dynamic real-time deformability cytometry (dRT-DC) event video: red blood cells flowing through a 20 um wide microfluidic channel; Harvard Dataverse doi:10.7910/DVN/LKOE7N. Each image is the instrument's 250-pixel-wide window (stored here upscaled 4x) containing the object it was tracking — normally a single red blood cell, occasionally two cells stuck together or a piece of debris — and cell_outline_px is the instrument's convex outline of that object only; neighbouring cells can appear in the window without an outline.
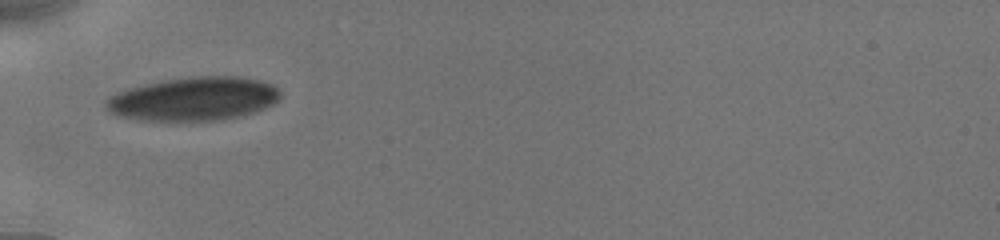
{"species": "human", "species_latin": "Homo sapiens", "temperature_condition": "cold", "stored_images_in_passage": 5, "camera_frame_rate_fps": 3000, "um_per_image_px": 0.085, "donor": {"sex": "male"}, "frame": {"image": 1, "passage_image": 1, "time_ms": 0.0, "image_size_px": [1000, 240], "cell_outline_px": [[280, 100], [264, 108], [244, 116], [220, 120], [136, 120], [116, 116], [108, 112], [104, 108], [104, 104], [108, 96], [116, 92], [128, 88], [164, 80], [192, 76], [240, 76], [260, 80], [272, 84], [280, 92]], "centroid_in_image_um": [16.43, 8.41], "position_along_channel_um": 68.6, "area_um2": 44.74}}
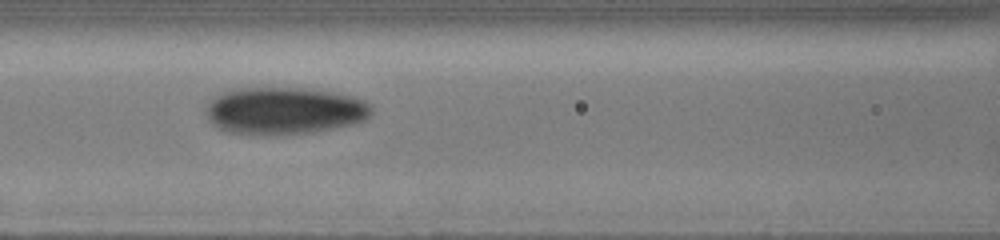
{"frame": {"image": 2, "passage_image": 3, "time_ms": 2.0, "image_size_px": [1000, 240], "cell_outline_px": [[372, 112], [364, 120], [356, 124], [312, 132], [224, 132], [212, 124], [208, 120], [204, 112], [204, 108], [216, 96], [224, 92], [240, 88], [296, 88], [332, 92], [352, 96], [364, 100], [372, 104]], "centroid_in_image_um": [24.18, 9.38], "position_along_channel_um": 142.4, "area_um2": 44.68}}
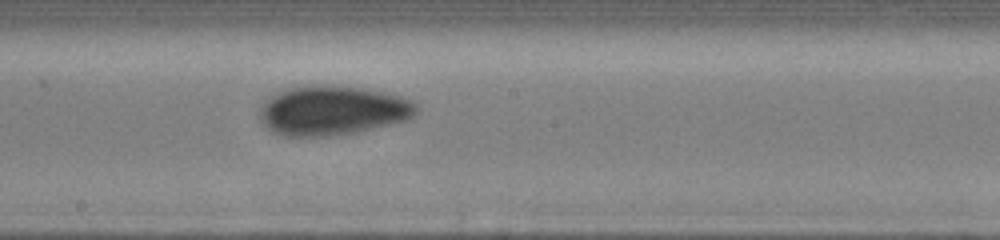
{"frame": {"image": 3, "passage_image": 5, "time_ms": 4.0, "image_size_px": [1000, 240], "cell_outline_px": [[420, 108], [412, 116], [404, 120], [356, 132], [328, 136], [284, 136], [272, 132], [260, 120], [260, 104], [276, 92], [288, 88], [320, 84], [328, 84], [368, 88], [400, 96], [412, 100], [420, 104]], "centroid_in_image_um": [28.26, 9.37], "position_along_channel_um": 219.9, "area_um2": 45.49}}